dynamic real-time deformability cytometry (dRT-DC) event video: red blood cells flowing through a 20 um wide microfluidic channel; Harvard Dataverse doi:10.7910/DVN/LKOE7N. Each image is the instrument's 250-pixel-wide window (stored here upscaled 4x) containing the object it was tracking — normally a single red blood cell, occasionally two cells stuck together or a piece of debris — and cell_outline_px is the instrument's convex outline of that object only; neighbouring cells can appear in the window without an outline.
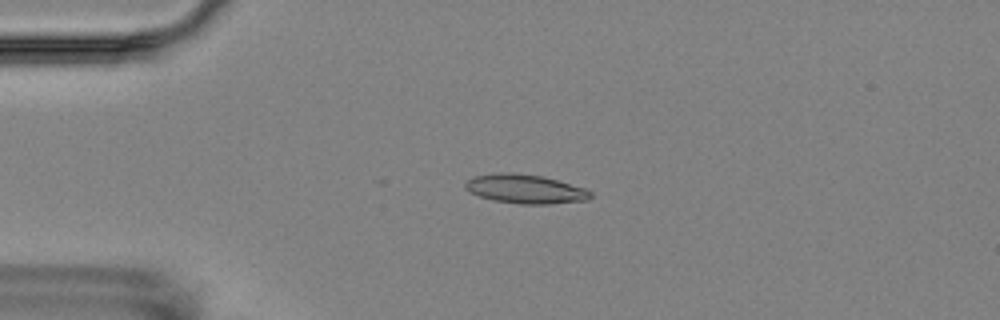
{"species": "Egyptian fruit bat (a non-hibernating species)", "species_latin": "Rousettus aegyptiacus", "temperature_condition": "room temperature", "stored_images_in_passage": 5, "camera_frame_rate_fps": 3000, "um_per_image_px": 0.085, "animal": {"sex": "female"}, "frame": {"image": 1, "passage_image": 4, "time_ms": 3.333, "image_size_px": [1000, 320], "cell_outline_px": [[592, 196], [588, 200], [552, 204], [520, 204], [492, 200], [468, 192], [464, 188], [464, 184], [472, 176], [496, 172], [512, 172], [540, 176], [556, 180], [584, 188], [592, 192]], "centroid_in_image_um": [44.6, 16.06], "position_along_channel_um": 40.4, "area_um2": 21.33}}